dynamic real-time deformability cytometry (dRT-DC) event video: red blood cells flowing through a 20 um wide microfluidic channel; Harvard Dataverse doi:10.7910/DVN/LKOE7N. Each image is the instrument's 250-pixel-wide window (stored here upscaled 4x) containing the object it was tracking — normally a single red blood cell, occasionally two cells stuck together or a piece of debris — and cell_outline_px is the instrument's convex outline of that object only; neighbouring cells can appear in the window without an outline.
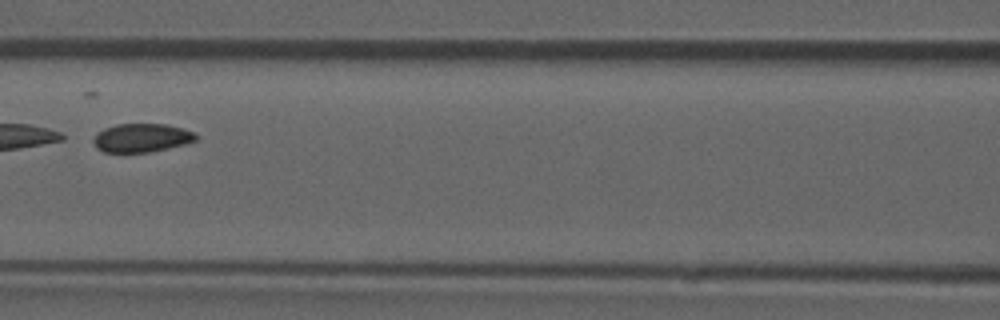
{"species": "common noctule bat (a hibernating species)", "species_latin": "Nyctalus noctula", "temperature_condition": "room temperature", "stored_images_in_passage": 9, "camera_frame_rate_fps": 3000, "um_per_image_px": 0.085, "animal": {"sex": "male", "forearm_length_mm": 52.5}, "frame": {"image": 1, "passage_image": 6, "time_ms": 1.667, "image_size_px": [1000, 320], "cell_outline_px": [[200, 136], [196, 140], [184, 144], [148, 152], [104, 152], [96, 148], [92, 140], [96, 132], [104, 128], [116, 124], [168, 124], [184, 128], [196, 132]], "centroid_in_image_um": [12.05, 11.7], "position_along_channel_um": 154.6, "area_um2": 17.28}}